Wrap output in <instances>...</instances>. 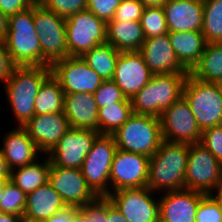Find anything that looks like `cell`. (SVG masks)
I'll return each mask as SVG.
<instances>
[{
	"label": "cell",
	"instance_id": "13",
	"mask_svg": "<svg viewBox=\"0 0 222 222\" xmlns=\"http://www.w3.org/2000/svg\"><path fill=\"white\" fill-rule=\"evenodd\" d=\"M149 187L124 188L111 192L107 198L128 222H159V198ZM153 197V198H152Z\"/></svg>",
	"mask_w": 222,
	"mask_h": 222
},
{
	"label": "cell",
	"instance_id": "3",
	"mask_svg": "<svg viewBox=\"0 0 222 222\" xmlns=\"http://www.w3.org/2000/svg\"><path fill=\"white\" fill-rule=\"evenodd\" d=\"M189 72L153 75L131 100L132 112L160 118L162 112L183 96Z\"/></svg>",
	"mask_w": 222,
	"mask_h": 222
},
{
	"label": "cell",
	"instance_id": "17",
	"mask_svg": "<svg viewBox=\"0 0 222 222\" xmlns=\"http://www.w3.org/2000/svg\"><path fill=\"white\" fill-rule=\"evenodd\" d=\"M152 76L151 70L139 51L120 52L112 80L126 98L131 99Z\"/></svg>",
	"mask_w": 222,
	"mask_h": 222
},
{
	"label": "cell",
	"instance_id": "7",
	"mask_svg": "<svg viewBox=\"0 0 222 222\" xmlns=\"http://www.w3.org/2000/svg\"><path fill=\"white\" fill-rule=\"evenodd\" d=\"M33 16L39 34L42 66H51L68 57L65 18L45 8L38 1L33 4Z\"/></svg>",
	"mask_w": 222,
	"mask_h": 222
},
{
	"label": "cell",
	"instance_id": "31",
	"mask_svg": "<svg viewBox=\"0 0 222 222\" xmlns=\"http://www.w3.org/2000/svg\"><path fill=\"white\" fill-rule=\"evenodd\" d=\"M132 114L131 100L129 98L122 102L99 108L98 132L100 134H114Z\"/></svg>",
	"mask_w": 222,
	"mask_h": 222
},
{
	"label": "cell",
	"instance_id": "12",
	"mask_svg": "<svg viewBox=\"0 0 222 222\" xmlns=\"http://www.w3.org/2000/svg\"><path fill=\"white\" fill-rule=\"evenodd\" d=\"M160 122L164 141L185 144L201 141L202 131L184 96L162 112Z\"/></svg>",
	"mask_w": 222,
	"mask_h": 222
},
{
	"label": "cell",
	"instance_id": "30",
	"mask_svg": "<svg viewBox=\"0 0 222 222\" xmlns=\"http://www.w3.org/2000/svg\"><path fill=\"white\" fill-rule=\"evenodd\" d=\"M65 93L52 74L42 83L34 102L35 115L63 112Z\"/></svg>",
	"mask_w": 222,
	"mask_h": 222
},
{
	"label": "cell",
	"instance_id": "33",
	"mask_svg": "<svg viewBox=\"0 0 222 222\" xmlns=\"http://www.w3.org/2000/svg\"><path fill=\"white\" fill-rule=\"evenodd\" d=\"M27 195L11 180L3 181V197L0 199V212L23 218Z\"/></svg>",
	"mask_w": 222,
	"mask_h": 222
},
{
	"label": "cell",
	"instance_id": "51",
	"mask_svg": "<svg viewBox=\"0 0 222 222\" xmlns=\"http://www.w3.org/2000/svg\"><path fill=\"white\" fill-rule=\"evenodd\" d=\"M212 195L219 202V204L221 206V210H222V186L219 189H217Z\"/></svg>",
	"mask_w": 222,
	"mask_h": 222
},
{
	"label": "cell",
	"instance_id": "20",
	"mask_svg": "<svg viewBox=\"0 0 222 222\" xmlns=\"http://www.w3.org/2000/svg\"><path fill=\"white\" fill-rule=\"evenodd\" d=\"M139 52L153 75L188 72L177 59L168 34L145 39Z\"/></svg>",
	"mask_w": 222,
	"mask_h": 222
},
{
	"label": "cell",
	"instance_id": "41",
	"mask_svg": "<svg viewBox=\"0 0 222 222\" xmlns=\"http://www.w3.org/2000/svg\"><path fill=\"white\" fill-rule=\"evenodd\" d=\"M16 66L6 49L4 41L0 40V82L6 83Z\"/></svg>",
	"mask_w": 222,
	"mask_h": 222
},
{
	"label": "cell",
	"instance_id": "47",
	"mask_svg": "<svg viewBox=\"0 0 222 222\" xmlns=\"http://www.w3.org/2000/svg\"><path fill=\"white\" fill-rule=\"evenodd\" d=\"M9 16L0 10V40L4 41L8 33Z\"/></svg>",
	"mask_w": 222,
	"mask_h": 222
},
{
	"label": "cell",
	"instance_id": "2",
	"mask_svg": "<svg viewBox=\"0 0 222 222\" xmlns=\"http://www.w3.org/2000/svg\"><path fill=\"white\" fill-rule=\"evenodd\" d=\"M50 75V66H16L9 80L4 83V91L18 126H24L34 117L37 93Z\"/></svg>",
	"mask_w": 222,
	"mask_h": 222
},
{
	"label": "cell",
	"instance_id": "45",
	"mask_svg": "<svg viewBox=\"0 0 222 222\" xmlns=\"http://www.w3.org/2000/svg\"><path fill=\"white\" fill-rule=\"evenodd\" d=\"M73 207H66L64 210L48 218L45 222H71Z\"/></svg>",
	"mask_w": 222,
	"mask_h": 222
},
{
	"label": "cell",
	"instance_id": "22",
	"mask_svg": "<svg viewBox=\"0 0 222 222\" xmlns=\"http://www.w3.org/2000/svg\"><path fill=\"white\" fill-rule=\"evenodd\" d=\"M0 148L9 168L15 169L35 162L41 153L23 127L5 133Z\"/></svg>",
	"mask_w": 222,
	"mask_h": 222
},
{
	"label": "cell",
	"instance_id": "23",
	"mask_svg": "<svg viewBox=\"0 0 222 222\" xmlns=\"http://www.w3.org/2000/svg\"><path fill=\"white\" fill-rule=\"evenodd\" d=\"M70 128L98 132V107L91 93H69L64 97V110Z\"/></svg>",
	"mask_w": 222,
	"mask_h": 222
},
{
	"label": "cell",
	"instance_id": "32",
	"mask_svg": "<svg viewBox=\"0 0 222 222\" xmlns=\"http://www.w3.org/2000/svg\"><path fill=\"white\" fill-rule=\"evenodd\" d=\"M201 32L207 43H222V0H203Z\"/></svg>",
	"mask_w": 222,
	"mask_h": 222
},
{
	"label": "cell",
	"instance_id": "10",
	"mask_svg": "<svg viewBox=\"0 0 222 222\" xmlns=\"http://www.w3.org/2000/svg\"><path fill=\"white\" fill-rule=\"evenodd\" d=\"M65 20L69 56L82 57L93 47L106 43L107 23L88 9Z\"/></svg>",
	"mask_w": 222,
	"mask_h": 222
},
{
	"label": "cell",
	"instance_id": "52",
	"mask_svg": "<svg viewBox=\"0 0 222 222\" xmlns=\"http://www.w3.org/2000/svg\"><path fill=\"white\" fill-rule=\"evenodd\" d=\"M3 197V182L0 181V199Z\"/></svg>",
	"mask_w": 222,
	"mask_h": 222
},
{
	"label": "cell",
	"instance_id": "8",
	"mask_svg": "<svg viewBox=\"0 0 222 222\" xmlns=\"http://www.w3.org/2000/svg\"><path fill=\"white\" fill-rule=\"evenodd\" d=\"M116 150L113 135L99 134L83 161L82 174L88 186L99 198L110 194V170Z\"/></svg>",
	"mask_w": 222,
	"mask_h": 222
},
{
	"label": "cell",
	"instance_id": "24",
	"mask_svg": "<svg viewBox=\"0 0 222 222\" xmlns=\"http://www.w3.org/2000/svg\"><path fill=\"white\" fill-rule=\"evenodd\" d=\"M67 206L49 182L27 194L24 219L45 222Z\"/></svg>",
	"mask_w": 222,
	"mask_h": 222
},
{
	"label": "cell",
	"instance_id": "25",
	"mask_svg": "<svg viewBox=\"0 0 222 222\" xmlns=\"http://www.w3.org/2000/svg\"><path fill=\"white\" fill-rule=\"evenodd\" d=\"M168 36L177 59L190 72L204 52V35L200 31H186L168 32Z\"/></svg>",
	"mask_w": 222,
	"mask_h": 222
},
{
	"label": "cell",
	"instance_id": "4",
	"mask_svg": "<svg viewBox=\"0 0 222 222\" xmlns=\"http://www.w3.org/2000/svg\"><path fill=\"white\" fill-rule=\"evenodd\" d=\"M4 43L17 66H42V52L39 34L34 25L33 5L9 16L8 33Z\"/></svg>",
	"mask_w": 222,
	"mask_h": 222
},
{
	"label": "cell",
	"instance_id": "53",
	"mask_svg": "<svg viewBox=\"0 0 222 222\" xmlns=\"http://www.w3.org/2000/svg\"><path fill=\"white\" fill-rule=\"evenodd\" d=\"M20 222H38V221H32V220H29V219L21 218Z\"/></svg>",
	"mask_w": 222,
	"mask_h": 222
},
{
	"label": "cell",
	"instance_id": "14",
	"mask_svg": "<svg viewBox=\"0 0 222 222\" xmlns=\"http://www.w3.org/2000/svg\"><path fill=\"white\" fill-rule=\"evenodd\" d=\"M48 182L67 207L82 208L99 199L88 186L81 169L54 166L51 163Z\"/></svg>",
	"mask_w": 222,
	"mask_h": 222
},
{
	"label": "cell",
	"instance_id": "46",
	"mask_svg": "<svg viewBox=\"0 0 222 222\" xmlns=\"http://www.w3.org/2000/svg\"><path fill=\"white\" fill-rule=\"evenodd\" d=\"M11 178V169L9 168L1 150H0V181H7Z\"/></svg>",
	"mask_w": 222,
	"mask_h": 222
},
{
	"label": "cell",
	"instance_id": "18",
	"mask_svg": "<svg viewBox=\"0 0 222 222\" xmlns=\"http://www.w3.org/2000/svg\"><path fill=\"white\" fill-rule=\"evenodd\" d=\"M22 127L42 155L49 154L58 144L60 138L70 129L64 112L34 115Z\"/></svg>",
	"mask_w": 222,
	"mask_h": 222
},
{
	"label": "cell",
	"instance_id": "35",
	"mask_svg": "<svg viewBox=\"0 0 222 222\" xmlns=\"http://www.w3.org/2000/svg\"><path fill=\"white\" fill-rule=\"evenodd\" d=\"M98 109L112 103L122 102L126 99L122 90L112 79L103 80L98 89L93 93Z\"/></svg>",
	"mask_w": 222,
	"mask_h": 222
},
{
	"label": "cell",
	"instance_id": "50",
	"mask_svg": "<svg viewBox=\"0 0 222 222\" xmlns=\"http://www.w3.org/2000/svg\"><path fill=\"white\" fill-rule=\"evenodd\" d=\"M144 7H163L168 0H139Z\"/></svg>",
	"mask_w": 222,
	"mask_h": 222
},
{
	"label": "cell",
	"instance_id": "37",
	"mask_svg": "<svg viewBox=\"0 0 222 222\" xmlns=\"http://www.w3.org/2000/svg\"><path fill=\"white\" fill-rule=\"evenodd\" d=\"M195 222H222V210L212 194H206L199 202Z\"/></svg>",
	"mask_w": 222,
	"mask_h": 222
},
{
	"label": "cell",
	"instance_id": "39",
	"mask_svg": "<svg viewBox=\"0 0 222 222\" xmlns=\"http://www.w3.org/2000/svg\"><path fill=\"white\" fill-rule=\"evenodd\" d=\"M144 8L139 0H121L111 21H140Z\"/></svg>",
	"mask_w": 222,
	"mask_h": 222
},
{
	"label": "cell",
	"instance_id": "34",
	"mask_svg": "<svg viewBox=\"0 0 222 222\" xmlns=\"http://www.w3.org/2000/svg\"><path fill=\"white\" fill-rule=\"evenodd\" d=\"M140 23L146 39L168 34L163 7H145Z\"/></svg>",
	"mask_w": 222,
	"mask_h": 222
},
{
	"label": "cell",
	"instance_id": "40",
	"mask_svg": "<svg viewBox=\"0 0 222 222\" xmlns=\"http://www.w3.org/2000/svg\"><path fill=\"white\" fill-rule=\"evenodd\" d=\"M121 0H87V9L99 19L111 21Z\"/></svg>",
	"mask_w": 222,
	"mask_h": 222
},
{
	"label": "cell",
	"instance_id": "9",
	"mask_svg": "<svg viewBox=\"0 0 222 222\" xmlns=\"http://www.w3.org/2000/svg\"><path fill=\"white\" fill-rule=\"evenodd\" d=\"M189 146L185 189L213 194L222 186V164L200 142Z\"/></svg>",
	"mask_w": 222,
	"mask_h": 222
},
{
	"label": "cell",
	"instance_id": "5",
	"mask_svg": "<svg viewBox=\"0 0 222 222\" xmlns=\"http://www.w3.org/2000/svg\"><path fill=\"white\" fill-rule=\"evenodd\" d=\"M112 135L117 149L147 157H151L163 141L160 118L135 113Z\"/></svg>",
	"mask_w": 222,
	"mask_h": 222
},
{
	"label": "cell",
	"instance_id": "19",
	"mask_svg": "<svg viewBox=\"0 0 222 222\" xmlns=\"http://www.w3.org/2000/svg\"><path fill=\"white\" fill-rule=\"evenodd\" d=\"M159 197V222H195L201 198L205 195L183 189L162 193Z\"/></svg>",
	"mask_w": 222,
	"mask_h": 222
},
{
	"label": "cell",
	"instance_id": "28",
	"mask_svg": "<svg viewBox=\"0 0 222 222\" xmlns=\"http://www.w3.org/2000/svg\"><path fill=\"white\" fill-rule=\"evenodd\" d=\"M189 74L202 81L222 84V43H207Z\"/></svg>",
	"mask_w": 222,
	"mask_h": 222
},
{
	"label": "cell",
	"instance_id": "16",
	"mask_svg": "<svg viewBox=\"0 0 222 222\" xmlns=\"http://www.w3.org/2000/svg\"><path fill=\"white\" fill-rule=\"evenodd\" d=\"M99 134L90 129L70 128L47 156L54 166L81 169L84 159Z\"/></svg>",
	"mask_w": 222,
	"mask_h": 222
},
{
	"label": "cell",
	"instance_id": "27",
	"mask_svg": "<svg viewBox=\"0 0 222 222\" xmlns=\"http://www.w3.org/2000/svg\"><path fill=\"white\" fill-rule=\"evenodd\" d=\"M38 161L39 159L29 165L11 170L10 180L26 195L46 184L49 180L51 166L49 156L40 163Z\"/></svg>",
	"mask_w": 222,
	"mask_h": 222
},
{
	"label": "cell",
	"instance_id": "36",
	"mask_svg": "<svg viewBox=\"0 0 222 222\" xmlns=\"http://www.w3.org/2000/svg\"><path fill=\"white\" fill-rule=\"evenodd\" d=\"M45 8L62 18H68L87 9V0H37Z\"/></svg>",
	"mask_w": 222,
	"mask_h": 222
},
{
	"label": "cell",
	"instance_id": "44",
	"mask_svg": "<svg viewBox=\"0 0 222 222\" xmlns=\"http://www.w3.org/2000/svg\"><path fill=\"white\" fill-rule=\"evenodd\" d=\"M107 222H128L120 210L106 197Z\"/></svg>",
	"mask_w": 222,
	"mask_h": 222
},
{
	"label": "cell",
	"instance_id": "43",
	"mask_svg": "<svg viewBox=\"0 0 222 222\" xmlns=\"http://www.w3.org/2000/svg\"><path fill=\"white\" fill-rule=\"evenodd\" d=\"M37 0H0V10L7 16L30 8Z\"/></svg>",
	"mask_w": 222,
	"mask_h": 222
},
{
	"label": "cell",
	"instance_id": "21",
	"mask_svg": "<svg viewBox=\"0 0 222 222\" xmlns=\"http://www.w3.org/2000/svg\"><path fill=\"white\" fill-rule=\"evenodd\" d=\"M168 32L200 31L203 0H168L163 5Z\"/></svg>",
	"mask_w": 222,
	"mask_h": 222
},
{
	"label": "cell",
	"instance_id": "1",
	"mask_svg": "<svg viewBox=\"0 0 222 222\" xmlns=\"http://www.w3.org/2000/svg\"><path fill=\"white\" fill-rule=\"evenodd\" d=\"M189 148V144L163 140L149 159L147 187L155 193L185 189Z\"/></svg>",
	"mask_w": 222,
	"mask_h": 222
},
{
	"label": "cell",
	"instance_id": "29",
	"mask_svg": "<svg viewBox=\"0 0 222 222\" xmlns=\"http://www.w3.org/2000/svg\"><path fill=\"white\" fill-rule=\"evenodd\" d=\"M120 51L109 43L99 44L86 52L82 58L103 80L113 79Z\"/></svg>",
	"mask_w": 222,
	"mask_h": 222
},
{
	"label": "cell",
	"instance_id": "15",
	"mask_svg": "<svg viewBox=\"0 0 222 222\" xmlns=\"http://www.w3.org/2000/svg\"><path fill=\"white\" fill-rule=\"evenodd\" d=\"M149 159L142 154L117 149L110 170V193L147 186Z\"/></svg>",
	"mask_w": 222,
	"mask_h": 222
},
{
	"label": "cell",
	"instance_id": "49",
	"mask_svg": "<svg viewBox=\"0 0 222 222\" xmlns=\"http://www.w3.org/2000/svg\"><path fill=\"white\" fill-rule=\"evenodd\" d=\"M21 218L14 214L0 212V222H20Z\"/></svg>",
	"mask_w": 222,
	"mask_h": 222
},
{
	"label": "cell",
	"instance_id": "11",
	"mask_svg": "<svg viewBox=\"0 0 222 222\" xmlns=\"http://www.w3.org/2000/svg\"><path fill=\"white\" fill-rule=\"evenodd\" d=\"M50 69L65 94H93L103 82L100 75L81 56H68L53 63Z\"/></svg>",
	"mask_w": 222,
	"mask_h": 222
},
{
	"label": "cell",
	"instance_id": "6",
	"mask_svg": "<svg viewBox=\"0 0 222 222\" xmlns=\"http://www.w3.org/2000/svg\"><path fill=\"white\" fill-rule=\"evenodd\" d=\"M183 96L188 101L201 131L222 125L221 84L202 81L188 74Z\"/></svg>",
	"mask_w": 222,
	"mask_h": 222
},
{
	"label": "cell",
	"instance_id": "48",
	"mask_svg": "<svg viewBox=\"0 0 222 222\" xmlns=\"http://www.w3.org/2000/svg\"><path fill=\"white\" fill-rule=\"evenodd\" d=\"M71 222H89V215L82 208L73 207Z\"/></svg>",
	"mask_w": 222,
	"mask_h": 222
},
{
	"label": "cell",
	"instance_id": "42",
	"mask_svg": "<svg viewBox=\"0 0 222 222\" xmlns=\"http://www.w3.org/2000/svg\"><path fill=\"white\" fill-rule=\"evenodd\" d=\"M89 215V222H107L106 216V197L99 198L90 205L82 207Z\"/></svg>",
	"mask_w": 222,
	"mask_h": 222
},
{
	"label": "cell",
	"instance_id": "26",
	"mask_svg": "<svg viewBox=\"0 0 222 222\" xmlns=\"http://www.w3.org/2000/svg\"><path fill=\"white\" fill-rule=\"evenodd\" d=\"M145 35L140 21H108L106 42L120 52L139 51Z\"/></svg>",
	"mask_w": 222,
	"mask_h": 222
},
{
	"label": "cell",
	"instance_id": "38",
	"mask_svg": "<svg viewBox=\"0 0 222 222\" xmlns=\"http://www.w3.org/2000/svg\"><path fill=\"white\" fill-rule=\"evenodd\" d=\"M200 143L222 164V125L203 130Z\"/></svg>",
	"mask_w": 222,
	"mask_h": 222
}]
</instances>
